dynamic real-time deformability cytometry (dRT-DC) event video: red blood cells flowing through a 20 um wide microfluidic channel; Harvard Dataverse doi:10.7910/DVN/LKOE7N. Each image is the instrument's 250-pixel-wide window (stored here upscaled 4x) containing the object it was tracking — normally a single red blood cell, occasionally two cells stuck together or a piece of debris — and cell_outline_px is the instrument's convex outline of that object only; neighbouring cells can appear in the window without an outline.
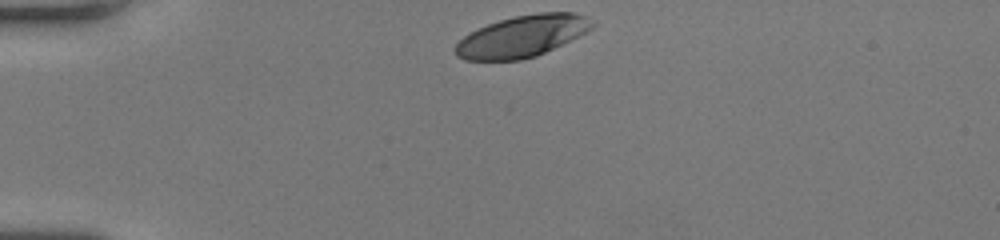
{"species": "human", "species_latin": "Homo sapiens", "temperature_condition": "room temperature", "stored_images_in_passage": 32, "camera_frame_rate_fps": 3000, "um_per_image_px": 0.085, "donor": {"sex": "female"}, "frame": {"image": 1, "passage_image": 1, "time_ms": 0.0, "image_size_px": [1000, 240], "cell_outline_px": [[596, 24], [592, 28], [536, 56], [520, 60], [464, 60], [456, 56], [452, 48], [468, 32], [488, 24], [500, 20], [516, 16], [536, 12], [572, 12], [584, 16]], "centroid_in_image_um": [44.31, 3.08], "position_along_channel_um": 40.7, "area_um2": 32.83}}
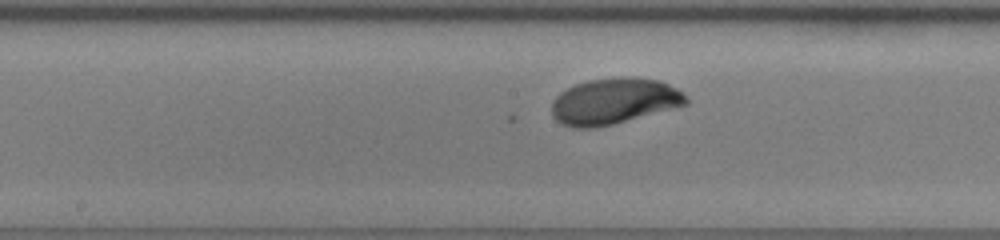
{"frame": {"image": 2, "passage_image": 16, "time_ms": 5.0, "image_size_px": [1000, 240], "cell_outline_px": [[688, 104], [612, 124], [592, 128], [572, 128], [560, 124], [552, 116], [552, 100], [560, 92], [576, 84], [588, 80], [620, 76], [632, 76], [660, 80], [676, 88], [688, 100]], "centroid_in_image_um": [52.15, 8.59], "position_along_channel_um": 196.1, "area_um2": 36.07}}
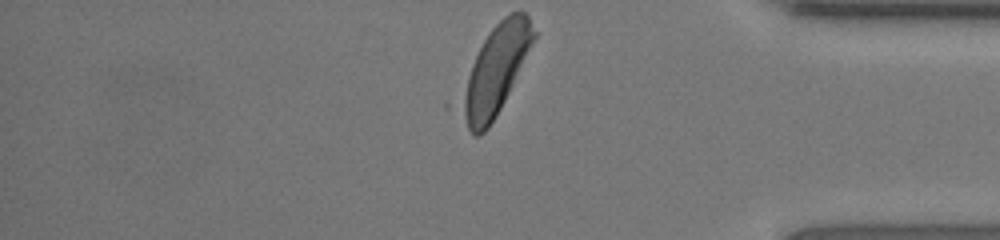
{"frame": {"image": 3, "passage_image": 32, "time_ms": 10.333, "image_size_px": [1000, 240], "cell_outline_px": [[536, 36], [496, 116], [488, 128], [480, 136], [472, 136], [456, 108], [456, 104], [472, 64], [484, 40], [492, 28], [504, 16], [512, 12], [524, 12], [528, 16], [536, 32]], "centroid_in_image_um": [42.06, 6.04], "position_along_channel_um": 393.1, "area_um2": 36.88}, "authors_computed_cell_mechanics": {"area_um2": 35.5181, "velocity_mm_per_s": 4.0342, "shape_relaxation_time_tau1_ms": 2.2412, "shape_relaxation_time_tau2_ms": null, "deformation_change_tau1": 0.1482, "deformation_change_tau2": null}}